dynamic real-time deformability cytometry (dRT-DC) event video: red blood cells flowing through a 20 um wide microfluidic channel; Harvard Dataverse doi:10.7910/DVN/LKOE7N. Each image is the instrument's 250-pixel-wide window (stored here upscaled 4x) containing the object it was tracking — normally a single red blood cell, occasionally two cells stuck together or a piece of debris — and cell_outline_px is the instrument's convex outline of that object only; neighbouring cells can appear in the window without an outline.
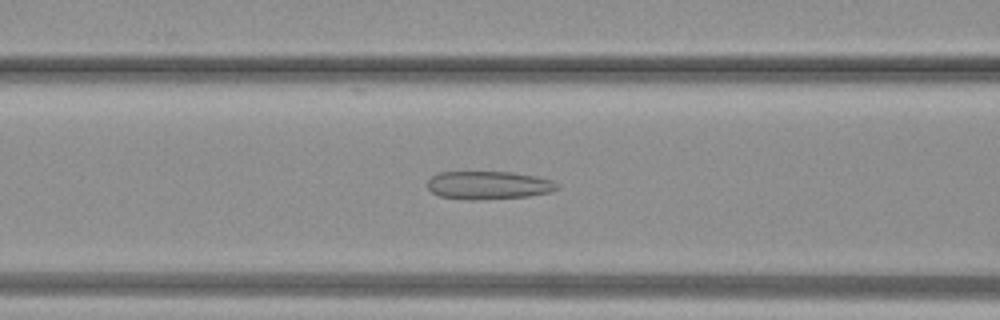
{"species": "common noctule bat (a hibernating species)", "species_latin": "Nyctalus noctula", "temperature_condition": "warm", "stored_images_in_passage": 38, "camera_frame_rate_fps": 3000, "um_per_image_px": 0.085, "animal": {"sex": "female", "body_mass_g": 19.3, "forearm_length_mm": 54.1}, "frame": {"image": 1, "passage_image": 16, "time_ms": 5.0, "image_size_px": [1000, 320], "cell_outline_px": [[560, 188], [552, 192], [528, 196], [472, 200], [464, 200], [440, 196], [432, 192], [428, 188], [428, 180], [432, 176], [440, 172], [512, 172], [536, 176], [552, 180], [560, 184]], "centroid_in_image_um": [41.56, 15.74], "position_along_channel_um": 125.0, "area_um2": 21.39}}
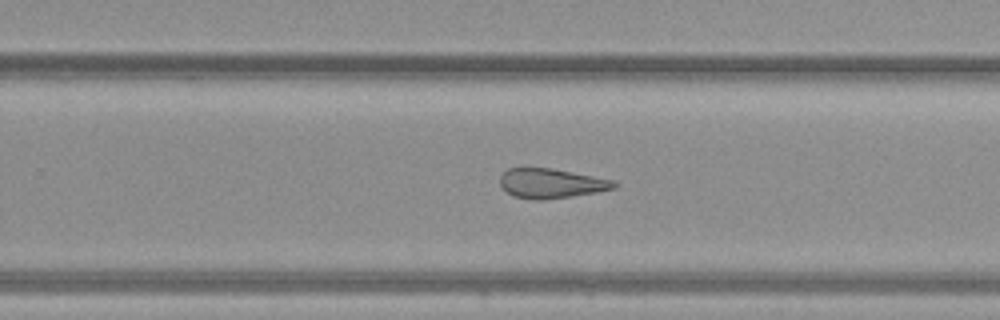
{"frame": {"image": 2, "passage_image": 25, "time_ms": 8.0, "image_size_px": [1000, 320], "cell_outline_px": [[616, 188], [596, 192], [572, 196], [544, 200], [532, 200], [512, 196], [500, 188], [500, 176], [508, 168], [524, 164], [552, 168], [616, 180]], "centroid_in_image_um": [46.77, 15.55], "position_along_channel_um": 283.0, "area_um2": 20.58}}
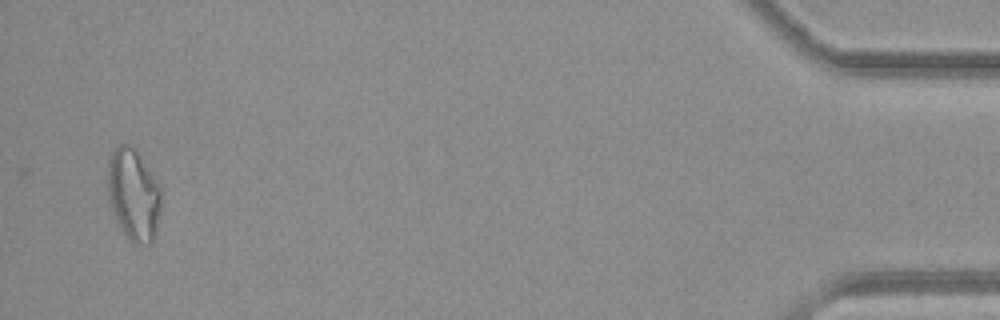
{"frame": {"image": 3, "passage_image": 38, "time_ms": 12.333, "image_size_px": [1000, 320], "cell_outline_px": [[160, 208], [156, 232], [152, 240], [148, 244], [136, 244], [124, 232], [116, 220], [108, 196], [108, 156], [120, 144], [132, 144], [136, 148], [156, 180], [160, 188]], "centroid_in_image_um": [11.34, 16.49], "position_along_channel_um": 423.9, "area_um2": 28.32}}